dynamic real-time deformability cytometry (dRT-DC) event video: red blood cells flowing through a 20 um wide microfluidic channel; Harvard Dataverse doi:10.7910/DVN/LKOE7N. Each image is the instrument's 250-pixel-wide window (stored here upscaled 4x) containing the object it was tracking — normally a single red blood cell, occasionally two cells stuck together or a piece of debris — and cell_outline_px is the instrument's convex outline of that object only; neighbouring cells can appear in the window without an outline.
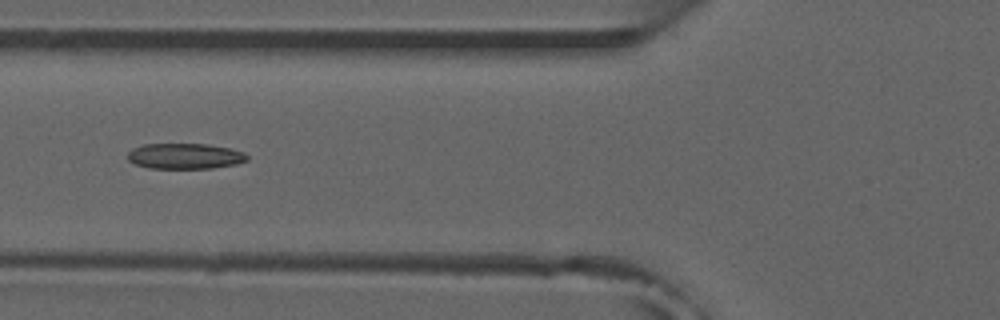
{"species": "common noctule bat (a hibernating species)", "species_latin": "Nyctalus noctula", "temperature_condition": "room temperature", "stored_images_in_passage": 38, "camera_frame_rate_fps": 3000, "um_per_image_px": 0.085, "animal": {"sex": "male", "forearm_length_mm": 52.5}, "frame": {"image": 1, "passage_image": 6, "time_ms": 1.667, "image_size_px": [1000, 320], "cell_outline_px": [[248, 160], [236, 164], [212, 168], [148, 168], [136, 164], [128, 160], [128, 152], [132, 148], [144, 144], [208, 144], [232, 148], [244, 152], [248, 156]], "centroid_in_image_um": [15.74, 13.26], "position_along_channel_um": 110.1, "area_um2": 17.92}, "authors_computed_cell_mechanics": {"area_um2": 17.8313, "velocity_mm_per_s": 3.8901, "shape_relaxation_time_tau1_ms": null, "shape_relaxation_time_tau2_ms": 5.8942, "deformation_change_tau1": null, "deformation_change_tau2": 0.1332}}